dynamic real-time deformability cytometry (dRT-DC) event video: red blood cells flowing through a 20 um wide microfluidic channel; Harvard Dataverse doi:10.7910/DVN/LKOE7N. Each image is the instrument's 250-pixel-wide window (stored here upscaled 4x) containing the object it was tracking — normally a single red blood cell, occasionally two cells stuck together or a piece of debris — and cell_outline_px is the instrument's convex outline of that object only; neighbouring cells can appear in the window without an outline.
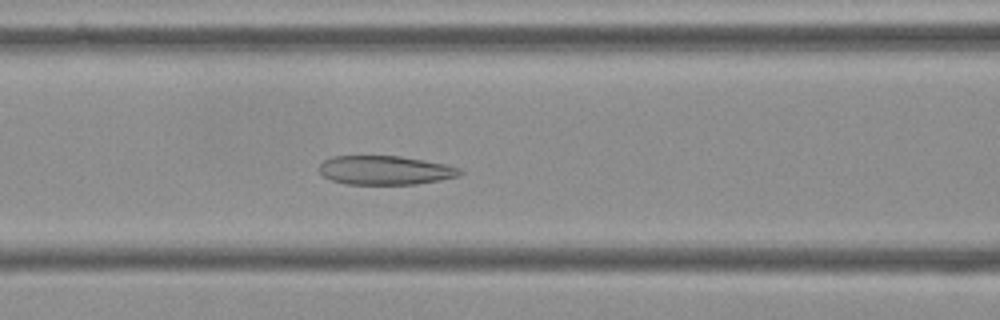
{"species": "Egyptian fruit bat (a non-hibernating species)", "species_latin": "Rousettus aegyptiacus", "temperature_condition": "cold", "stored_images_in_passage": 56, "camera_frame_rate_fps": 3000, "um_per_image_px": 0.085, "frame": {"image": 1, "passage_image": 23, "time_ms": 7.333, "image_size_px": [1000, 320], "cell_outline_px": [[464, 172], [460, 176], [440, 180], [416, 184], [348, 184], [332, 180], [324, 176], [316, 168], [324, 160], [332, 156], [400, 156], [424, 160], [444, 164], [460, 168]], "centroid_in_image_um": [32.74, 14.47], "position_along_channel_um": 133.9, "area_um2": 23.81}}
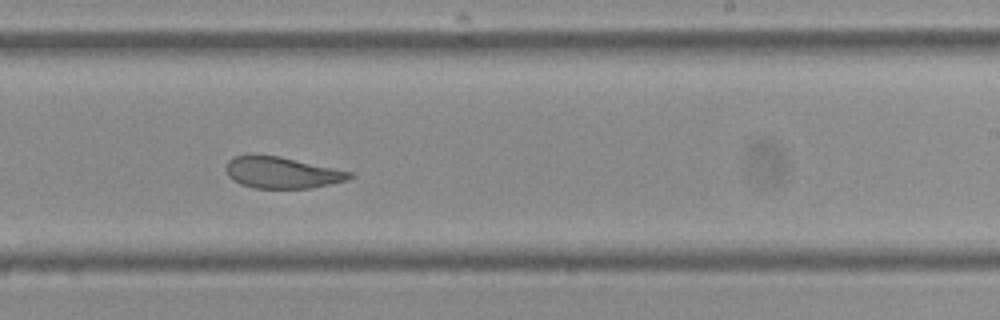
{"frame": {"image": 2, "passage_image": 34, "time_ms": 11.0, "image_size_px": [1000, 320], "cell_outline_px": [[352, 176], [344, 180], [312, 188], [256, 188], [240, 184], [228, 176], [224, 168], [228, 160], [236, 156], [280, 156], [352, 172]], "centroid_in_image_um": [23.92, 14.68], "position_along_channel_um": 265.1, "area_um2": 22.2}}
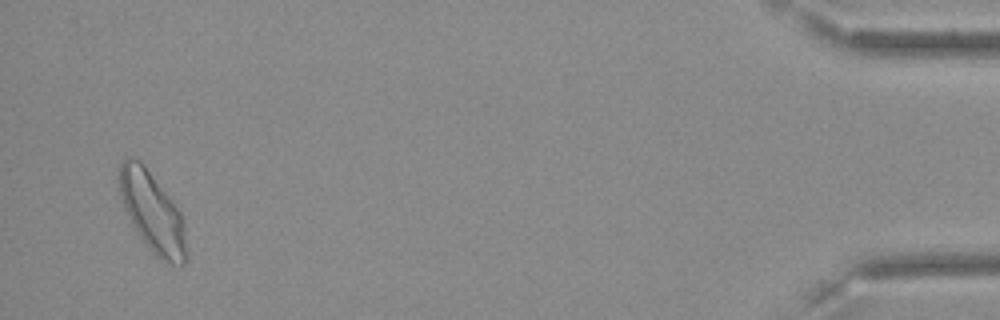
{"frame": {"image": 3, "passage_image": 54, "time_ms": 17.667, "image_size_px": [1000, 320], "cell_outline_px": [[188, 260], [184, 264], [164, 264], [156, 256], [140, 236], [132, 224], [124, 208], [120, 196], [120, 164], [128, 156], [132, 156], [140, 160], [168, 196], [180, 212], [184, 224], [188, 256]], "centroid_in_image_um": [12.97, 18.09], "position_along_channel_um": 422.2, "area_um2": 30.98}, "authors_computed_cell_mechanics": {"area_um2": 25.9811, "velocity_mm_per_s": 3.5831, "shape_relaxation_time_tau1_ms": null, "shape_relaxation_time_tau2_ms": 2.891, "deformation_change_tau1": null, "deformation_change_tau2": 0.0947}}